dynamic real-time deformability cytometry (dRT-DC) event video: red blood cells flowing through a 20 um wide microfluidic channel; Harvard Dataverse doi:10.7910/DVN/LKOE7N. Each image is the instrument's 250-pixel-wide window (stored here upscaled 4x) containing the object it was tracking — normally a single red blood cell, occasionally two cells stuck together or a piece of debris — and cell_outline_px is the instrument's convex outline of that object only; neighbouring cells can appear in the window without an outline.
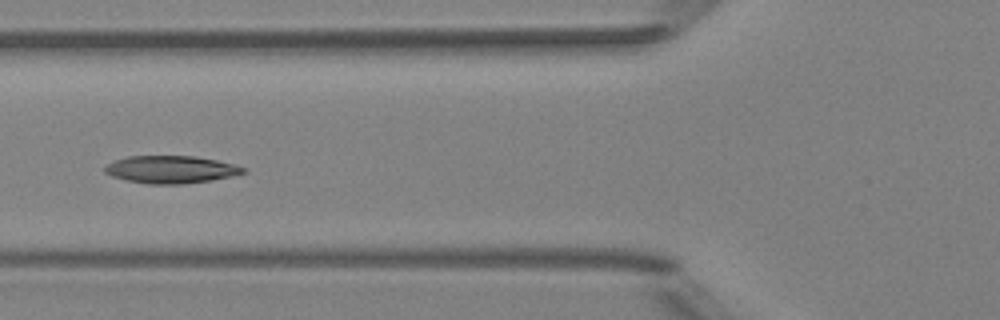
{"species": "Egyptian fruit bat (a non-hibernating species)", "species_latin": "Rousettus aegyptiacus", "temperature_condition": "room temperature", "stored_images_in_passage": 7, "camera_frame_rate_fps": 3000, "um_per_image_px": 0.085, "animal": {"sex": "female"}, "frame": {"image": 1, "passage_image": 7, "time_ms": 2.0, "image_size_px": [1000, 320], "cell_outline_px": [[248, 172], [232, 176], [212, 180], [184, 184], [148, 184], [128, 180], [112, 176], [104, 172], [104, 168], [108, 164], [116, 160], [128, 156], [196, 156], [236, 164], [244, 168]], "centroid_in_image_um": [14.57, 14.41], "position_along_channel_um": 111.2, "area_um2": 22.2}}